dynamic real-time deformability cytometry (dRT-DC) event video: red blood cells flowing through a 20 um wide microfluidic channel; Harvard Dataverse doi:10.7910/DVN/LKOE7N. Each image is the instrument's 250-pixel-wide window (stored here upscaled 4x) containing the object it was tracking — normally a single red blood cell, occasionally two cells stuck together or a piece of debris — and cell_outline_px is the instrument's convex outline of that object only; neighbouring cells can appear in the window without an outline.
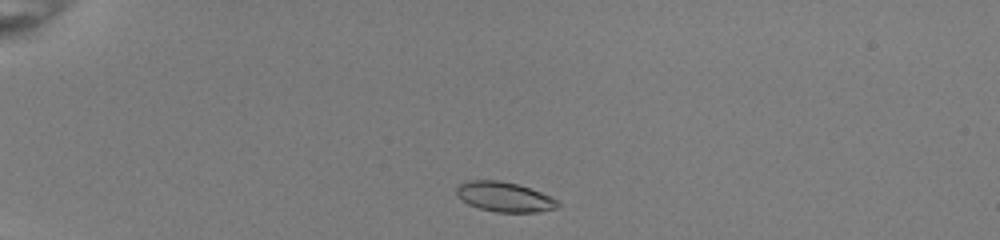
{"species": "common noctule bat (a hibernating species)", "species_latin": "Nyctalus noctula", "temperature_condition": "room temperature", "stored_images_in_passage": 40, "camera_frame_rate_fps": 3000, "um_per_image_px": 0.085, "animal": {"sex": "female", "body_mass_g": 22.0, "forearm_length_mm": 56.7}, "frame": {"image": 1, "passage_image": 2, "time_ms": 0.333, "image_size_px": [1000, 240], "cell_outline_px": [[560, 204], [556, 208], [540, 212], [496, 212], [480, 208], [468, 204], [456, 196], [456, 188], [460, 184], [468, 180], [500, 180], [520, 184], [552, 196], [560, 200]], "centroid_in_image_um": [42.91, 16.72], "position_along_channel_um": 42.1, "area_um2": 17.92}}
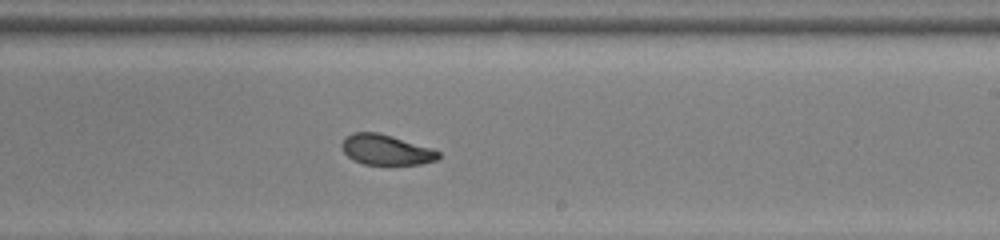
{"frame": {"image": 2, "passage_image": 22, "time_ms": 7.0, "image_size_px": [1000, 240], "cell_outline_px": [[440, 156], [436, 160], [420, 164], [364, 164], [352, 160], [344, 152], [344, 140], [352, 132], [376, 132], [392, 136], [432, 148], [440, 152]], "centroid_in_image_um": [32.85, 12.73], "position_along_channel_um": 256.2, "area_um2": 16.76}}
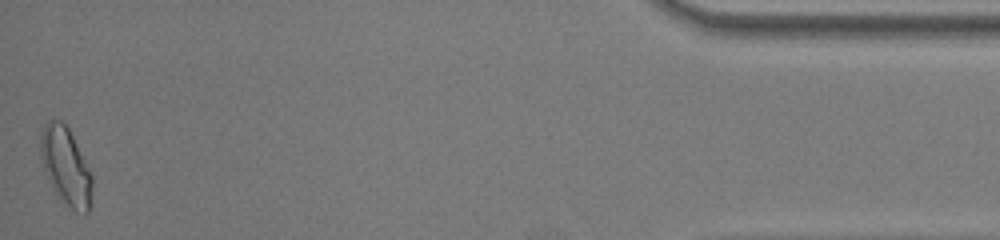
{"frame": {"image": 3, "passage_image": 40, "time_ms": 13.0, "image_size_px": [1000, 240], "cell_outline_px": [[92, 192], [88, 212], [76, 212], [56, 192], [48, 180], [40, 156], [40, 132], [44, 124], [48, 120], [60, 120], [68, 128], [92, 176]], "centroid_in_image_um": [5.57, 14.09], "position_along_channel_um": 429.6, "area_um2": 22.72}, "authors_computed_cell_mechanics": {"area_um2": 18.1781, "velocity_mm_per_s": 4.0059, "shape_relaxation_time_tau1_ms": 2.5818, "shape_relaxation_time_tau2_ms": 1.4599, "deformation_change_tau1": 0.1006, "deformation_change_tau2": 0.0604}}